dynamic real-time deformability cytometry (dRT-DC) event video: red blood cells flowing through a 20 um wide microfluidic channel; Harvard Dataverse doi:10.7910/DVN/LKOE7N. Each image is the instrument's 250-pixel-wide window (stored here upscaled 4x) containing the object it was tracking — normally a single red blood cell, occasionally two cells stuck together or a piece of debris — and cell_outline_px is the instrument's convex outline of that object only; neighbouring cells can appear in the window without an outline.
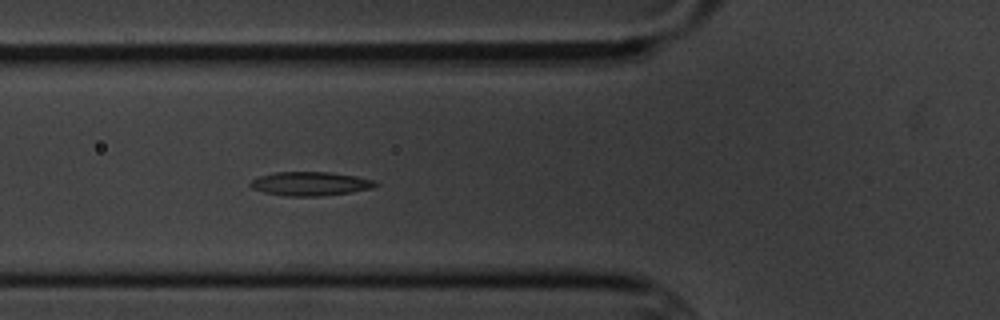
{"species": "common noctule bat (a hibernating species)", "species_latin": "Nyctalus noctula", "temperature_condition": "cold", "stored_images_in_passage": 6, "camera_frame_rate_fps": 3000, "um_per_image_px": 0.085, "animal": {"sex": "male", "body_mass_g": 20.1, "forearm_length_mm": 53.5}, "frame": {"image": 1, "passage_image": 5, "time_ms": 4.667, "image_size_px": [1000, 320], "cell_outline_px": [[380, 184], [372, 188], [352, 192], [320, 196], [284, 196], [264, 192], [252, 188], [248, 184], [252, 180], [260, 176], [272, 172], [328, 172], [356, 176], [376, 180]], "centroid_in_image_um": [26.39, 15.61], "position_along_channel_um": 99.4, "area_um2": 17.51}}